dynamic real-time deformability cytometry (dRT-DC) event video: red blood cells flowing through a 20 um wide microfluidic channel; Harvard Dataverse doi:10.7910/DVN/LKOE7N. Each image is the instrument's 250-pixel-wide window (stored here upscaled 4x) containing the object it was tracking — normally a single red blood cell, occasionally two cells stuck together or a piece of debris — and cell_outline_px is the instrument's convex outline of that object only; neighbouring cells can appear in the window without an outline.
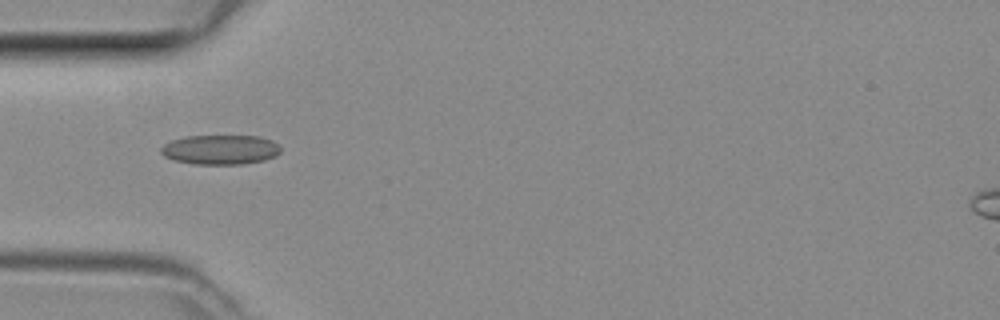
{"species": "common noctule bat (a hibernating species)", "species_latin": "Nyctalus noctula", "temperature_condition": "room temperature", "stored_images_in_passage": 21, "camera_frame_rate_fps": 3000, "um_per_image_px": 0.085, "animal": {"sex": "female", "body_mass_g": 29.2, "forearm_length_mm": 56.3}, "frame": {"image": 1, "passage_image": 4, "time_ms": 1.0, "image_size_px": [1000, 320], "cell_outline_px": [[280, 152], [276, 156], [264, 160], [240, 164], [192, 164], [176, 160], [164, 156], [160, 152], [160, 148], [164, 144], [172, 140], [184, 136], [260, 136], [272, 140], [280, 148]], "centroid_in_image_um": [18.72, 12.71], "position_along_channel_um": 66.3, "area_um2": 20.63}}
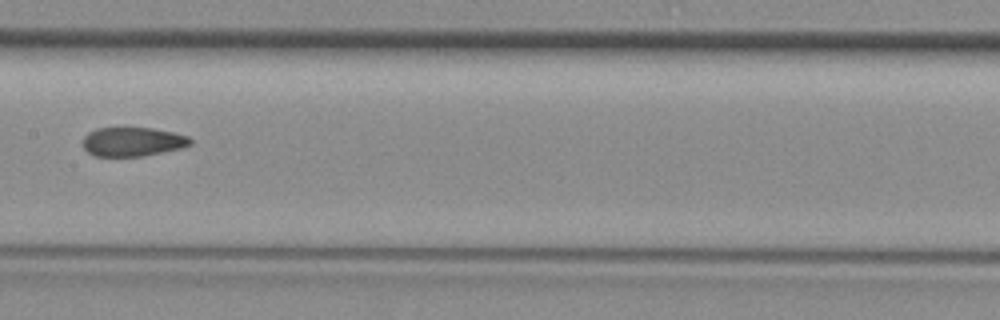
{"frame": {"image": 2, "passage_image": 13, "time_ms": 4.0, "image_size_px": [1000, 320], "cell_outline_px": [[192, 144], [180, 148], [144, 156], [96, 156], [88, 152], [84, 148], [84, 136], [88, 132], [96, 128], [152, 128], [172, 132], [188, 136], [192, 140]], "centroid_in_image_um": [11.28, 12.04], "position_along_channel_um": 196.1, "area_um2": 18.09}}
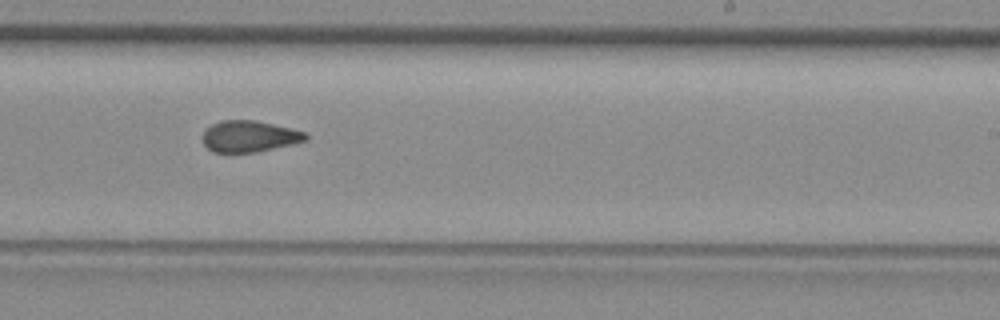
{"frame": {"image": 3, "passage_image": 18, "time_ms": 5.667, "image_size_px": [1000, 320], "cell_outline_px": [[308, 140], [292, 144], [256, 152], [212, 152], [204, 144], [204, 132], [212, 124], [220, 120], [256, 120], [304, 132], [308, 136]], "centroid_in_image_um": [21.19, 11.59], "position_along_channel_um": 267.8, "area_um2": 18.55}}